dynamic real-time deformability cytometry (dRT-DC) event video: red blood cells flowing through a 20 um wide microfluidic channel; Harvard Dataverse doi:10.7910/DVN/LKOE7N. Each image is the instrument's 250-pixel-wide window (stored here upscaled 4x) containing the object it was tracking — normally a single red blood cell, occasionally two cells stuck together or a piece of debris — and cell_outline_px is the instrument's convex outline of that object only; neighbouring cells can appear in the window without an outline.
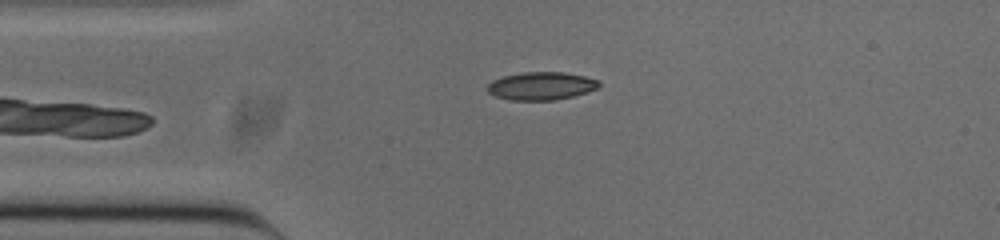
{"species": "common noctule bat (a hibernating species)", "species_latin": "Nyctalus noctula", "temperature_condition": "cold", "stored_images_in_passage": 37, "camera_frame_rate_fps": 3000, "um_per_image_px": 0.085, "animal": {"sex": "male", "body_mass_g": 20.0, "forearm_length_mm": 53.3}, "frame": {"image": 1, "passage_image": 1, "time_ms": 0.0, "image_size_px": [1000, 240], "cell_outline_px": [[600, 88], [588, 92], [556, 100], [512, 100], [496, 96], [488, 92], [484, 88], [492, 80], [504, 76], [524, 72], [564, 72], [584, 76], [600, 80]], "centroid_in_image_um": [46.02, 7.3], "position_along_channel_um": 39.0, "area_um2": 18.32}}
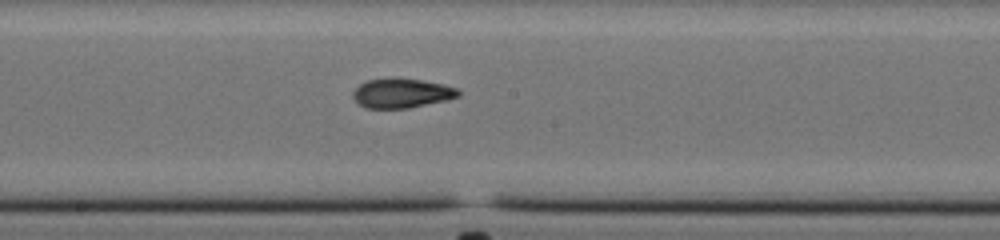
{"frame": {"image": 2, "passage_image": 16, "time_ms": 5.0, "image_size_px": [1000, 240], "cell_outline_px": [[460, 96], [448, 100], [408, 108], [364, 108], [352, 96], [352, 92], [360, 84], [368, 80], [396, 76], [424, 80], [444, 84], [460, 88]], "centroid_in_image_um": [34.19, 7.89], "position_along_channel_um": 214.0, "area_um2": 18.55}}
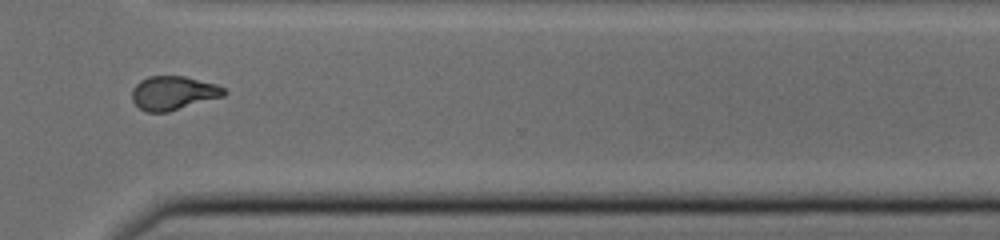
{"frame": {"image": 3, "passage_image": 27, "time_ms": 8.667, "image_size_px": [1000, 240], "cell_outline_px": [[228, 92], [224, 96], [168, 112], [148, 112], [140, 108], [132, 100], [132, 88], [140, 80], [148, 76], [184, 76], [216, 84], [224, 88]], "centroid_in_image_um": [14.73, 7.9], "position_along_channel_um": 355.9, "area_um2": 18.15}, "authors_computed_cell_mechanics": {"area_um2": 18.207, "velocity_mm_per_s": 3.8655, "shape_relaxation_time_tau1_ms": 9.6428, "shape_relaxation_time_tau2_ms": 1.3316, "deformation_change_tau1": 0.2764, "deformation_change_tau2": 0.0706}}